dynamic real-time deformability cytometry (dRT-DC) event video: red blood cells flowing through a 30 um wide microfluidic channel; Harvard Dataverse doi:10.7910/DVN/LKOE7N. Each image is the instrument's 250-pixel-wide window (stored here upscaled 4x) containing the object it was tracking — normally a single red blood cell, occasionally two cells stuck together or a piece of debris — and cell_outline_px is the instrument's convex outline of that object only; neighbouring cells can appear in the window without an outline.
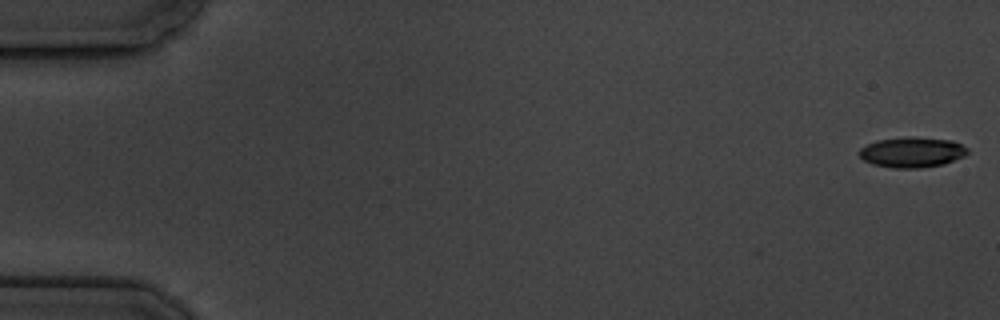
{"species": "common noctule bat (a hibernating species)", "species_latin": "Nyctalus noctula", "temperature_condition": "cold", "stored_images_in_passage": 4, "camera_frame_rate_fps": 3000, "um_per_image_px": 0.085, "animal": {"sex": "male", "body_mass_g": 19.5, "forearm_length_mm": 54.6}, "frame": {"image": 1, "passage_image": 1, "time_ms": 0.0, "image_size_px": [1000, 320], "cell_outline_px": [[968, 152], [964, 156], [944, 164], [920, 168], [892, 168], [872, 164], [864, 160], [860, 156], [860, 148], [876, 140], [908, 136], [952, 140], [968, 148]], "centroid_in_image_um": [77.52, 12.94], "position_along_channel_um": 7.5, "area_um2": 19.19}}